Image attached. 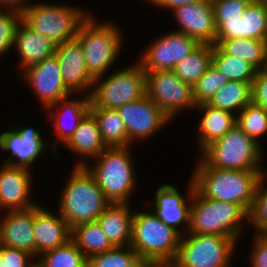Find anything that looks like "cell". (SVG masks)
Segmentation results:
<instances>
[{
    "label": "cell",
    "mask_w": 267,
    "mask_h": 267,
    "mask_svg": "<svg viewBox=\"0 0 267 267\" xmlns=\"http://www.w3.org/2000/svg\"><path fill=\"white\" fill-rule=\"evenodd\" d=\"M228 82L226 76L213 64L192 86L193 99L197 105L208 103L214 94Z\"/></svg>",
    "instance_id": "8d00e7d4"
},
{
    "label": "cell",
    "mask_w": 267,
    "mask_h": 267,
    "mask_svg": "<svg viewBox=\"0 0 267 267\" xmlns=\"http://www.w3.org/2000/svg\"><path fill=\"white\" fill-rule=\"evenodd\" d=\"M107 147H128V133L116 109L90 108Z\"/></svg>",
    "instance_id": "f546056e"
},
{
    "label": "cell",
    "mask_w": 267,
    "mask_h": 267,
    "mask_svg": "<svg viewBox=\"0 0 267 267\" xmlns=\"http://www.w3.org/2000/svg\"><path fill=\"white\" fill-rule=\"evenodd\" d=\"M160 267H171L170 265H160Z\"/></svg>",
    "instance_id": "816d5d0a"
},
{
    "label": "cell",
    "mask_w": 267,
    "mask_h": 267,
    "mask_svg": "<svg viewBox=\"0 0 267 267\" xmlns=\"http://www.w3.org/2000/svg\"><path fill=\"white\" fill-rule=\"evenodd\" d=\"M145 73L146 95L170 119L185 107L186 109L196 107L192 86L181 81L173 70Z\"/></svg>",
    "instance_id": "8fae6325"
},
{
    "label": "cell",
    "mask_w": 267,
    "mask_h": 267,
    "mask_svg": "<svg viewBox=\"0 0 267 267\" xmlns=\"http://www.w3.org/2000/svg\"><path fill=\"white\" fill-rule=\"evenodd\" d=\"M195 108L203 112L198 124V140L201 149L221 138L236 124V115L208 103H202Z\"/></svg>",
    "instance_id": "d4e9b609"
},
{
    "label": "cell",
    "mask_w": 267,
    "mask_h": 267,
    "mask_svg": "<svg viewBox=\"0 0 267 267\" xmlns=\"http://www.w3.org/2000/svg\"><path fill=\"white\" fill-rule=\"evenodd\" d=\"M216 39L242 38V17L233 21H215Z\"/></svg>",
    "instance_id": "7bdbcfd3"
},
{
    "label": "cell",
    "mask_w": 267,
    "mask_h": 267,
    "mask_svg": "<svg viewBox=\"0 0 267 267\" xmlns=\"http://www.w3.org/2000/svg\"><path fill=\"white\" fill-rule=\"evenodd\" d=\"M153 214L167 226L184 235L179 225L186 224L187 232L190 225V207L183 195L171 184L161 185L155 193Z\"/></svg>",
    "instance_id": "44dd1931"
},
{
    "label": "cell",
    "mask_w": 267,
    "mask_h": 267,
    "mask_svg": "<svg viewBox=\"0 0 267 267\" xmlns=\"http://www.w3.org/2000/svg\"><path fill=\"white\" fill-rule=\"evenodd\" d=\"M140 267H158V265L144 262Z\"/></svg>",
    "instance_id": "c3c4849f"
},
{
    "label": "cell",
    "mask_w": 267,
    "mask_h": 267,
    "mask_svg": "<svg viewBox=\"0 0 267 267\" xmlns=\"http://www.w3.org/2000/svg\"><path fill=\"white\" fill-rule=\"evenodd\" d=\"M38 267H87L88 259L72 240L39 257Z\"/></svg>",
    "instance_id": "d6a6232c"
},
{
    "label": "cell",
    "mask_w": 267,
    "mask_h": 267,
    "mask_svg": "<svg viewBox=\"0 0 267 267\" xmlns=\"http://www.w3.org/2000/svg\"><path fill=\"white\" fill-rule=\"evenodd\" d=\"M116 111L124 121L128 146L135 139L152 136L171 120L146 94L137 101L116 108Z\"/></svg>",
    "instance_id": "4fadbf2b"
},
{
    "label": "cell",
    "mask_w": 267,
    "mask_h": 267,
    "mask_svg": "<svg viewBox=\"0 0 267 267\" xmlns=\"http://www.w3.org/2000/svg\"><path fill=\"white\" fill-rule=\"evenodd\" d=\"M252 103V83L228 81L208 102L209 105L230 113L241 112Z\"/></svg>",
    "instance_id": "f1b7e54d"
},
{
    "label": "cell",
    "mask_w": 267,
    "mask_h": 267,
    "mask_svg": "<svg viewBox=\"0 0 267 267\" xmlns=\"http://www.w3.org/2000/svg\"><path fill=\"white\" fill-rule=\"evenodd\" d=\"M24 75L29 86L32 87L33 91L40 98L44 108L57 103L71 94L65 87L60 64L55 54L26 68Z\"/></svg>",
    "instance_id": "5bb4252c"
},
{
    "label": "cell",
    "mask_w": 267,
    "mask_h": 267,
    "mask_svg": "<svg viewBox=\"0 0 267 267\" xmlns=\"http://www.w3.org/2000/svg\"><path fill=\"white\" fill-rule=\"evenodd\" d=\"M20 22L21 13L18 11H0V55L13 47L15 32Z\"/></svg>",
    "instance_id": "f35d334b"
},
{
    "label": "cell",
    "mask_w": 267,
    "mask_h": 267,
    "mask_svg": "<svg viewBox=\"0 0 267 267\" xmlns=\"http://www.w3.org/2000/svg\"><path fill=\"white\" fill-rule=\"evenodd\" d=\"M242 38L267 41V9L262 0H252L244 11Z\"/></svg>",
    "instance_id": "e575fe53"
},
{
    "label": "cell",
    "mask_w": 267,
    "mask_h": 267,
    "mask_svg": "<svg viewBox=\"0 0 267 267\" xmlns=\"http://www.w3.org/2000/svg\"><path fill=\"white\" fill-rule=\"evenodd\" d=\"M252 0H211L215 21H233L242 17Z\"/></svg>",
    "instance_id": "ab89813d"
},
{
    "label": "cell",
    "mask_w": 267,
    "mask_h": 267,
    "mask_svg": "<svg viewBox=\"0 0 267 267\" xmlns=\"http://www.w3.org/2000/svg\"><path fill=\"white\" fill-rule=\"evenodd\" d=\"M199 162L192 177L195 190L205 198L240 205L249 213L265 172L219 169L209 167L203 160Z\"/></svg>",
    "instance_id": "6da1fadb"
},
{
    "label": "cell",
    "mask_w": 267,
    "mask_h": 267,
    "mask_svg": "<svg viewBox=\"0 0 267 267\" xmlns=\"http://www.w3.org/2000/svg\"><path fill=\"white\" fill-rule=\"evenodd\" d=\"M266 6V9H267V0H262Z\"/></svg>",
    "instance_id": "f907efd6"
},
{
    "label": "cell",
    "mask_w": 267,
    "mask_h": 267,
    "mask_svg": "<svg viewBox=\"0 0 267 267\" xmlns=\"http://www.w3.org/2000/svg\"><path fill=\"white\" fill-rule=\"evenodd\" d=\"M55 56L58 58L65 87L72 93L90 90L94 79L88 73L81 44L77 39L56 45Z\"/></svg>",
    "instance_id": "e0dca14e"
},
{
    "label": "cell",
    "mask_w": 267,
    "mask_h": 267,
    "mask_svg": "<svg viewBox=\"0 0 267 267\" xmlns=\"http://www.w3.org/2000/svg\"><path fill=\"white\" fill-rule=\"evenodd\" d=\"M130 147H107L95 159L92 167L83 160L75 165L84 166L102 189L104 198L109 204H127L128 198L135 189L134 174Z\"/></svg>",
    "instance_id": "7a4b0ae2"
},
{
    "label": "cell",
    "mask_w": 267,
    "mask_h": 267,
    "mask_svg": "<svg viewBox=\"0 0 267 267\" xmlns=\"http://www.w3.org/2000/svg\"><path fill=\"white\" fill-rule=\"evenodd\" d=\"M236 125L259 143V137L267 132V110L250 103L236 116Z\"/></svg>",
    "instance_id": "d590c367"
},
{
    "label": "cell",
    "mask_w": 267,
    "mask_h": 267,
    "mask_svg": "<svg viewBox=\"0 0 267 267\" xmlns=\"http://www.w3.org/2000/svg\"><path fill=\"white\" fill-rule=\"evenodd\" d=\"M215 45H218L226 54L249 62L258 71L263 69L267 41L252 38H231L215 40Z\"/></svg>",
    "instance_id": "83f0119b"
},
{
    "label": "cell",
    "mask_w": 267,
    "mask_h": 267,
    "mask_svg": "<svg viewBox=\"0 0 267 267\" xmlns=\"http://www.w3.org/2000/svg\"><path fill=\"white\" fill-rule=\"evenodd\" d=\"M127 204H109L96 220L114 246H130L133 213Z\"/></svg>",
    "instance_id": "cb8c5ba5"
},
{
    "label": "cell",
    "mask_w": 267,
    "mask_h": 267,
    "mask_svg": "<svg viewBox=\"0 0 267 267\" xmlns=\"http://www.w3.org/2000/svg\"><path fill=\"white\" fill-rule=\"evenodd\" d=\"M0 256L5 259L7 267H35L37 263V260H35L36 262L32 261V254L5 245H0Z\"/></svg>",
    "instance_id": "60d3db41"
},
{
    "label": "cell",
    "mask_w": 267,
    "mask_h": 267,
    "mask_svg": "<svg viewBox=\"0 0 267 267\" xmlns=\"http://www.w3.org/2000/svg\"><path fill=\"white\" fill-rule=\"evenodd\" d=\"M144 261L131 246H115L91 256L87 267H140Z\"/></svg>",
    "instance_id": "836d02e7"
},
{
    "label": "cell",
    "mask_w": 267,
    "mask_h": 267,
    "mask_svg": "<svg viewBox=\"0 0 267 267\" xmlns=\"http://www.w3.org/2000/svg\"><path fill=\"white\" fill-rule=\"evenodd\" d=\"M151 2V4H154L156 6L164 7V8H169L171 11L179 6L185 5V4H190V3H196L202 0H148Z\"/></svg>",
    "instance_id": "f6af8a7d"
},
{
    "label": "cell",
    "mask_w": 267,
    "mask_h": 267,
    "mask_svg": "<svg viewBox=\"0 0 267 267\" xmlns=\"http://www.w3.org/2000/svg\"><path fill=\"white\" fill-rule=\"evenodd\" d=\"M64 145L74 153L93 159L107 148L102 140L95 116L90 111Z\"/></svg>",
    "instance_id": "484cf974"
},
{
    "label": "cell",
    "mask_w": 267,
    "mask_h": 267,
    "mask_svg": "<svg viewBox=\"0 0 267 267\" xmlns=\"http://www.w3.org/2000/svg\"><path fill=\"white\" fill-rule=\"evenodd\" d=\"M71 240L87 259L115 247L97 221L81 223L71 228Z\"/></svg>",
    "instance_id": "4316f807"
},
{
    "label": "cell",
    "mask_w": 267,
    "mask_h": 267,
    "mask_svg": "<svg viewBox=\"0 0 267 267\" xmlns=\"http://www.w3.org/2000/svg\"><path fill=\"white\" fill-rule=\"evenodd\" d=\"M252 103L267 110V74L257 71L252 82Z\"/></svg>",
    "instance_id": "b9f144b4"
},
{
    "label": "cell",
    "mask_w": 267,
    "mask_h": 267,
    "mask_svg": "<svg viewBox=\"0 0 267 267\" xmlns=\"http://www.w3.org/2000/svg\"><path fill=\"white\" fill-rule=\"evenodd\" d=\"M254 239L250 255L252 267H267V235L256 234Z\"/></svg>",
    "instance_id": "ee69618b"
},
{
    "label": "cell",
    "mask_w": 267,
    "mask_h": 267,
    "mask_svg": "<svg viewBox=\"0 0 267 267\" xmlns=\"http://www.w3.org/2000/svg\"><path fill=\"white\" fill-rule=\"evenodd\" d=\"M64 4H30L21 12V21L55 45L76 39L80 24L89 16L80 8Z\"/></svg>",
    "instance_id": "ba28073f"
},
{
    "label": "cell",
    "mask_w": 267,
    "mask_h": 267,
    "mask_svg": "<svg viewBox=\"0 0 267 267\" xmlns=\"http://www.w3.org/2000/svg\"><path fill=\"white\" fill-rule=\"evenodd\" d=\"M67 98L69 99V97H66L46 108L50 111V114H52L51 109H55L53 114L54 131L57 135V139L62 142V145L65 144L75 132L82 119L90 111L91 106L90 95L88 92L84 97H82V99L75 98V100L71 99L70 101V99L68 100ZM58 106L60 107L57 108ZM61 108L64 109L61 110ZM62 118L67 121L65 122V120ZM69 120L72 122H68Z\"/></svg>",
    "instance_id": "603a6c76"
},
{
    "label": "cell",
    "mask_w": 267,
    "mask_h": 267,
    "mask_svg": "<svg viewBox=\"0 0 267 267\" xmlns=\"http://www.w3.org/2000/svg\"><path fill=\"white\" fill-rule=\"evenodd\" d=\"M59 202L58 213L70 228L96 221L109 205L102 189L84 166H74Z\"/></svg>",
    "instance_id": "5b68a950"
},
{
    "label": "cell",
    "mask_w": 267,
    "mask_h": 267,
    "mask_svg": "<svg viewBox=\"0 0 267 267\" xmlns=\"http://www.w3.org/2000/svg\"><path fill=\"white\" fill-rule=\"evenodd\" d=\"M41 207L34 205L35 256H41L71 240V228L60 213L56 216Z\"/></svg>",
    "instance_id": "d6986e66"
},
{
    "label": "cell",
    "mask_w": 267,
    "mask_h": 267,
    "mask_svg": "<svg viewBox=\"0 0 267 267\" xmlns=\"http://www.w3.org/2000/svg\"><path fill=\"white\" fill-rule=\"evenodd\" d=\"M76 39L81 44L88 73L94 79V84L105 76L117 59L122 44L120 30L111 23H97L89 15L79 26Z\"/></svg>",
    "instance_id": "8992f818"
},
{
    "label": "cell",
    "mask_w": 267,
    "mask_h": 267,
    "mask_svg": "<svg viewBox=\"0 0 267 267\" xmlns=\"http://www.w3.org/2000/svg\"><path fill=\"white\" fill-rule=\"evenodd\" d=\"M182 236L171 267H229L238 240L217 234Z\"/></svg>",
    "instance_id": "9c48e42d"
},
{
    "label": "cell",
    "mask_w": 267,
    "mask_h": 267,
    "mask_svg": "<svg viewBox=\"0 0 267 267\" xmlns=\"http://www.w3.org/2000/svg\"><path fill=\"white\" fill-rule=\"evenodd\" d=\"M200 43L184 33L169 32L148 45L138 61L144 72L173 70Z\"/></svg>",
    "instance_id": "7c38bea8"
},
{
    "label": "cell",
    "mask_w": 267,
    "mask_h": 267,
    "mask_svg": "<svg viewBox=\"0 0 267 267\" xmlns=\"http://www.w3.org/2000/svg\"><path fill=\"white\" fill-rule=\"evenodd\" d=\"M25 1L28 0H0V6H4V8L8 6L7 9L21 13L29 6L28 4L26 5Z\"/></svg>",
    "instance_id": "bcb514c9"
},
{
    "label": "cell",
    "mask_w": 267,
    "mask_h": 267,
    "mask_svg": "<svg viewBox=\"0 0 267 267\" xmlns=\"http://www.w3.org/2000/svg\"><path fill=\"white\" fill-rule=\"evenodd\" d=\"M1 219V245L26 251L35 257L34 206L25 210H8Z\"/></svg>",
    "instance_id": "ffe728a7"
},
{
    "label": "cell",
    "mask_w": 267,
    "mask_h": 267,
    "mask_svg": "<svg viewBox=\"0 0 267 267\" xmlns=\"http://www.w3.org/2000/svg\"><path fill=\"white\" fill-rule=\"evenodd\" d=\"M212 64L228 81L252 83L258 71L249 62L226 54L218 45H214Z\"/></svg>",
    "instance_id": "1f68e13d"
},
{
    "label": "cell",
    "mask_w": 267,
    "mask_h": 267,
    "mask_svg": "<svg viewBox=\"0 0 267 267\" xmlns=\"http://www.w3.org/2000/svg\"><path fill=\"white\" fill-rule=\"evenodd\" d=\"M214 45L200 44L173 69L181 81L193 86L212 64Z\"/></svg>",
    "instance_id": "4dcf8cb0"
},
{
    "label": "cell",
    "mask_w": 267,
    "mask_h": 267,
    "mask_svg": "<svg viewBox=\"0 0 267 267\" xmlns=\"http://www.w3.org/2000/svg\"><path fill=\"white\" fill-rule=\"evenodd\" d=\"M31 169L4 164L0 167V208L25 210L33 207L30 201Z\"/></svg>",
    "instance_id": "ac0fdd59"
},
{
    "label": "cell",
    "mask_w": 267,
    "mask_h": 267,
    "mask_svg": "<svg viewBox=\"0 0 267 267\" xmlns=\"http://www.w3.org/2000/svg\"><path fill=\"white\" fill-rule=\"evenodd\" d=\"M181 237L153 213L133 212L130 246L144 262L170 265L177 255Z\"/></svg>",
    "instance_id": "277c9868"
},
{
    "label": "cell",
    "mask_w": 267,
    "mask_h": 267,
    "mask_svg": "<svg viewBox=\"0 0 267 267\" xmlns=\"http://www.w3.org/2000/svg\"><path fill=\"white\" fill-rule=\"evenodd\" d=\"M44 142L40 132L32 127H13L12 130L0 134V148L11 151V157L3 164L31 169V163L46 153ZM13 157L17 159L13 161Z\"/></svg>",
    "instance_id": "2e32d148"
},
{
    "label": "cell",
    "mask_w": 267,
    "mask_h": 267,
    "mask_svg": "<svg viewBox=\"0 0 267 267\" xmlns=\"http://www.w3.org/2000/svg\"><path fill=\"white\" fill-rule=\"evenodd\" d=\"M0 267H7L5 265V259H2L1 256H0Z\"/></svg>",
    "instance_id": "681fc988"
},
{
    "label": "cell",
    "mask_w": 267,
    "mask_h": 267,
    "mask_svg": "<svg viewBox=\"0 0 267 267\" xmlns=\"http://www.w3.org/2000/svg\"><path fill=\"white\" fill-rule=\"evenodd\" d=\"M262 71L267 74V51L265 54V62Z\"/></svg>",
    "instance_id": "7dc6e473"
},
{
    "label": "cell",
    "mask_w": 267,
    "mask_h": 267,
    "mask_svg": "<svg viewBox=\"0 0 267 267\" xmlns=\"http://www.w3.org/2000/svg\"><path fill=\"white\" fill-rule=\"evenodd\" d=\"M265 176L266 174H263L258 182L248 220L255 226L258 231L256 233L259 235H267V187L264 186Z\"/></svg>",
    "instance_id": "74e56055"
},
{
    "label": "cell",
    "mask_w": 267,
    "mask_h": 267,
    "mask_svg": "<svg viewBox=\"0 0 267 267\" xmlns=\"http://www.w3.org/2000/svg\"><path fill=\"white\" fill-rule=\"evenodd\" d=\"M172 12L181 28L176 32L184 33L200 44L215 45L216 25L211 0L185 4Z\"/></svg>",
    "instance_id": "9a60e30c"
},
{
    "label": "cell",
    "mask_w": 267,
    "mask_h": 267,
    "mask_svg": "<svg viewBox=\"0 0 267 267\" xmlns=\"http://www.w3.org/2000/svg\"><path fill=\"white\" fill-rule=\"evenodd\" d=\"M24 70L55 54L56 45L28 26L22 21L19 23L14 37V44Z\"/></svg>",
    "instance_id": "7402d4cb"
},
{
    "label": "cell",
    "mask_w": 267,
    "mask_h": 267,
    "mask_svg": "<svg viewBox=\"0 0 267 267\" xmlns=\"http://www.w3.org/2000/svg\"><path fill=\"white\" fill-rule=\"evenodd\" d=\"M261 147L235 124L202 150V160L213 168L263 171L259 167L264 154Z\"/></svg>",
    "instance_id": "52a82bcc"
},
{
    "label": "cell",
    "mask_w": 267,
    "mask_h": 267,
    "mask_svg": "<svg viewBox=\"0 0 267 267\" xmlns=\"http://www.w3.org/2000/svg\"><path fill=\"white\" fill-rule=\"evenodd\" d=\"M189 186L191 207L188 233L217 234L238 240L241 221L249 220V213L240 205L201 196L195 190L193 180Z\"/></svg>",
    "instance_id": "3957f363"
},
{
    "label": "cell",
    "mask_w": 267,
    "mask_h": 267,
    "mask_svg": "<svg viewBox=\"0 0 267 267\" xmlns=\"http://www.w3.org/2000/svg\"><path fill=\"white\" fill-rule=\"evenodd\" d=\"M88 92L91 100L90 108L116 109L137 101L146 94V73L141 64L136 62L133 66L119 69L109 75Z\"/></svg>",
    "instance_id": "30bf717a"
}]
</instances>
